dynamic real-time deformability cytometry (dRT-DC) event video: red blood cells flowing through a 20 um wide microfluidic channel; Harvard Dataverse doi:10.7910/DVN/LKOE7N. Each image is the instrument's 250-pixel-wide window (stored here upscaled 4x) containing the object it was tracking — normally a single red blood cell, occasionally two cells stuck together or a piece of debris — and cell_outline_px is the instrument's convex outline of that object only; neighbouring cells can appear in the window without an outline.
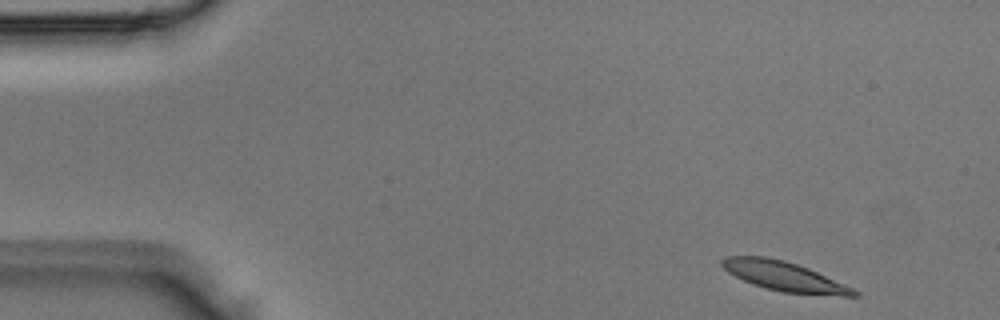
{"species": "Egyptian fruit bat (a non-hibernating species)", "species_latin": "Rousettus aegyptiacus", "temperature_condition": "room temperature", "stored_images_in_passage": 3, "camera_frame_rate_fps": 3000, "um_per_image_px": 0.085, "animal": {"sex": "male"}, "frame": {"image": 1, "passage_image": 1, "time_ms": 0.0, "image_size_px": [1000, 320], "cell_outline_px": [[860, 296], [844, 296], [784, 292], [752, 284], [728, 272], [720, 264], [720, 260], [724, 256], [764, 256], [784, 260], [808, 268], [852, 288], [860, 292]], "centroid_in_image_um": [66.63, 23.47], "position_along_channel_um": 18.4, "area_um2": 22.31}}